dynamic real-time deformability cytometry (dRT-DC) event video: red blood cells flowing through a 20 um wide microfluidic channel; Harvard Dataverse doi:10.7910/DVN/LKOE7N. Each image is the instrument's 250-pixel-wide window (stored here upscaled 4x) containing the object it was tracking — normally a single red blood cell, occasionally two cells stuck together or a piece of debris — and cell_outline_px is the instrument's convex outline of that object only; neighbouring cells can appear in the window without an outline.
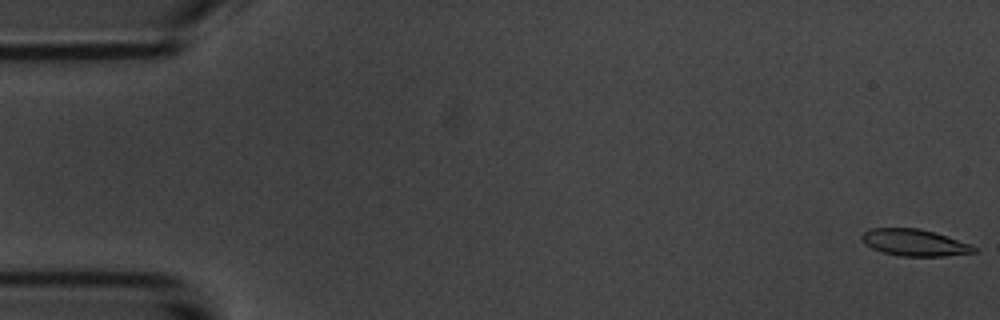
{"species": "common noctule bat (a hibernating species)", "species_latin": "Nyctalus noctula", "temperature_condition": "room temperature", "stored_images_in_passage": 54, "camera_frame_rate_fps": 3000, "um_per_image_px": 0.085, "animal": {"sex": "male", "body_mass_g": 20.1, "forearm_length_mm": 53.5}, "frame": {"image": 1, "passage_image": 1, "time_ms": 0.0, "image_size_px": [1000, 320], "cell_outline_px": [[976, 252], [944, 256], [900, 256], [884, 252], [872, 248], [864, 244], [860, 240], [860, 236], [864, 232], [872, 228], [920, 228], [968, 244], [976, 248]], "centroid_in_image_um": [77.65, 20.62], "position_along_channel_um": 7.4, "area_um2": 17.17}}
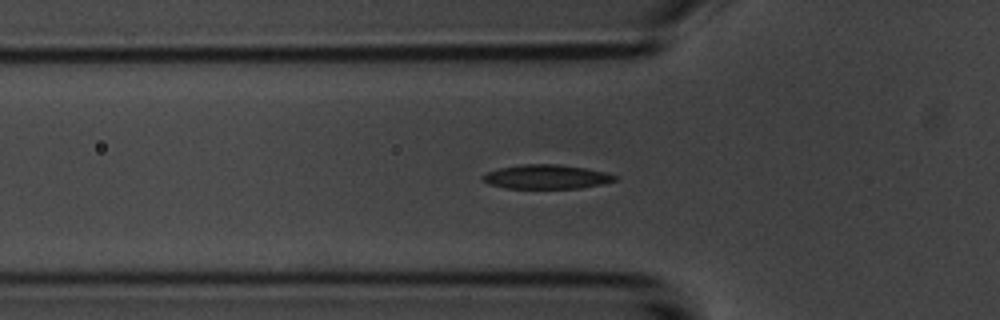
{"frame": {"image": 2, "passage_image": 18, "time_ms": 5.667, "image_size_px": [1000, 320], "cell_outline_px": [[616, 180], [600, 184], [580, 188], [504, 188], [488, 184], [480, 180], [480, 176], [488, 172], [500, 168], [524, 164], [560, 164], [584, 168], [604, 172], [616, 176]], "centroid_in_image_um": [46.37, 15.03], "position_along_channel_um": 79.4, "area_um2": 18.5}}
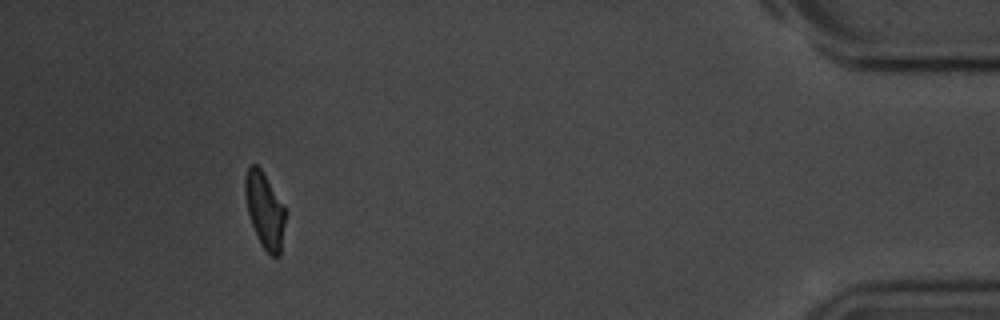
{"frame": {"image": 3, "passage_image": 50, "time_ms": 16.333, "image_size_px": [1000, 320], "cell_outline_px": [[284, 224], [280, 256], [272, 256], [260, 244], [256, 236], [248, 212], [244, 196], [244, 176], [248, 164], [256, 164], [260, 168], [284, 208]], "centroid_in_image_um": [22.44, 17.85], "position_along_channel_um": 412.8, "area_um2": 17.4}, "authors_computed_cell_mechanics": {"area_um2": 18.496, "velocity_mm_per_s": 3.7095, "shape_relaxation_time_tau1_ms": 2.4521, "shape_relaxation_time_tau2_ms": 5.2451, "deformation_change_tau1": 0.1219, "deformation_change_tau2": 0.0912}}